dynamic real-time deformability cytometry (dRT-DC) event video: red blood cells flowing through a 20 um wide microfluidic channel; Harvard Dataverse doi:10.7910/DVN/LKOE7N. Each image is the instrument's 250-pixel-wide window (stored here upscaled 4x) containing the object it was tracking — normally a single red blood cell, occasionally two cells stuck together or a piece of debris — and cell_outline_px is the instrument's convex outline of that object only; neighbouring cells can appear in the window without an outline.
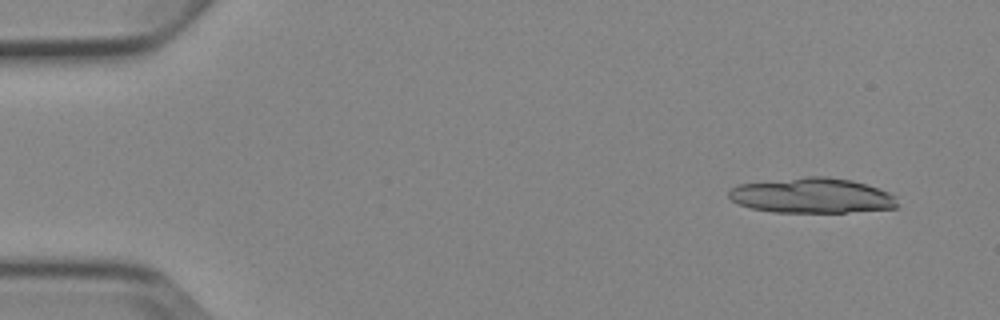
{"species": "Egyptian fruit bat (a non-hibernating species)", "species_latin": "Rousettus aegyptiacus", "temperature_condition": "cold", "stored_images_in_passage": 6, "camera_frame_rate_fps": 3000, "um_per_image_px": 0.085, "animal": {"sex": "female"}, "frame": {"image": 1, "passage_image": 1, "time_ms": 0.0, "image_size_px": [1000, 320], "cell_outline_px": [[896, 208], [844, 212], [772, 212], [752, 208], [740, 204], [732, 200], [728, 196], [728, 192], [732, 188], [740, 184], [804, 176], [828, 176], [852, 180], [880, 188], [896, 196]], "centroid_in_image_um": [69.03, 16.61], "position_along_channel_um": 16.0, "area_um2": 34.51}}
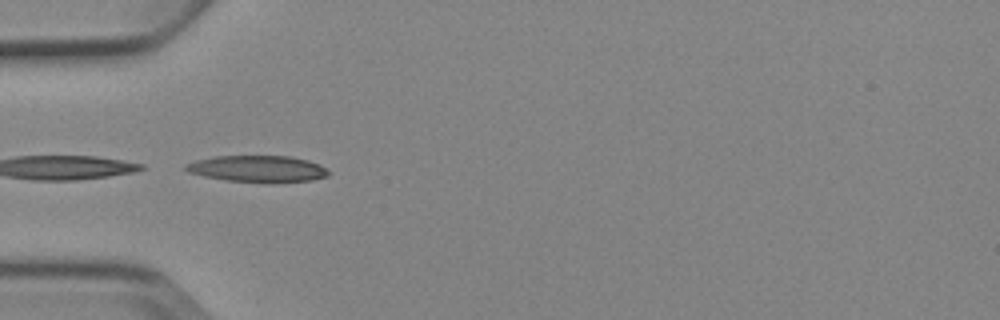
{"frame": {"image": 2, "passage_image": 5, "time_ms": 4.333, "image_size_px": [1000, 320], "cell_outline_px": [[328, 176], [312, 180], [228, 180], [204, 176], [188, 172], [184, 168], [184, 164], [196, 160], [216, 156], [288, 156], [308, 160], [320, 164], [328, 172]], "centroid_in_image_um": [21.85, 14.3], "position_along_channel_um": 63.2, "area_um2": 21.1}}
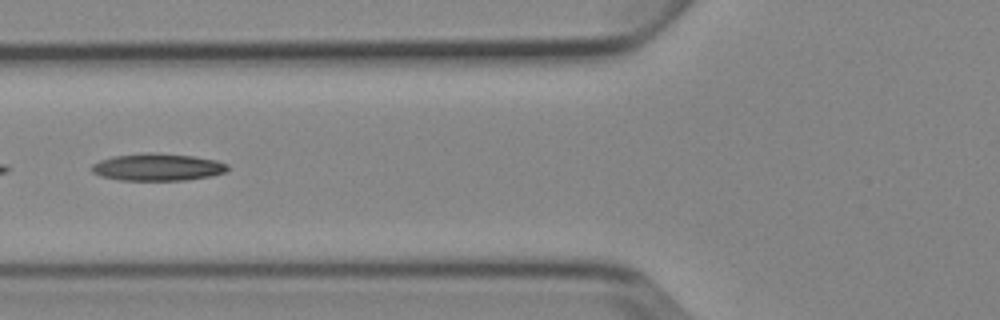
{"frame": {"image": 3, "passage_image": 6, "time_ms": 5.667, "image_size_px": [1000, 320], "cell_outline_px": [[228, 172], [212, 176], [188, 180], [120, 180], [100, 176], [92, 172], [92, 164], [100, 160], [112, 156], [148, 152], [152, 152], [196, 156], [216, 160], [228, 164]], "centroid_in_image_um": [13.43, 14.2], "position_along_channel_um": 112.4, "area_um2": 21.85}}